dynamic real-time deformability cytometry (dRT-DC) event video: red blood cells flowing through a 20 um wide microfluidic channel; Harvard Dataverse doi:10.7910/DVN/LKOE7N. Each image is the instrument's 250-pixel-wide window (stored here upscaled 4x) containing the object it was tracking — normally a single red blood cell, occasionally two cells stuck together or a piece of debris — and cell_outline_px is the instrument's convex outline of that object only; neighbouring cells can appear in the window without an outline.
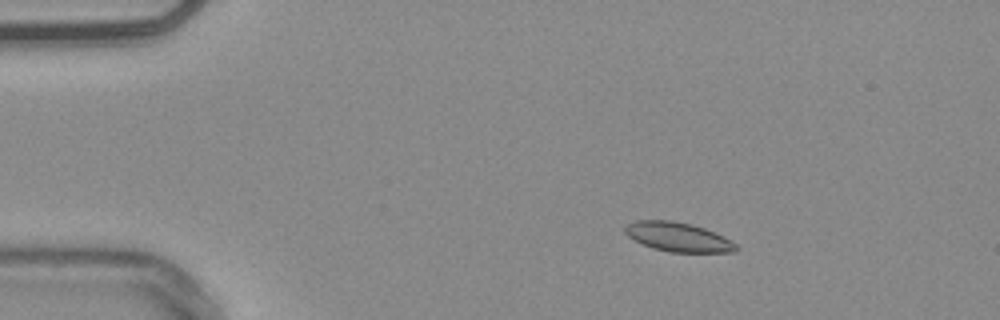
{"species": "common noctule bat (a hibernating species)", "species_latin": "Nyctalus noctula", "temperature_condition": "warm", "stored_images_in_passage": 55, "camera_frame_rate_fps": 3000, "um_per_image_px": 0.085, "animal": {"sex": "male", "body_mass_g": 20.4}, "frame": {"image": 1, "passage_image": 10, "time_ms": 3.0, "image_size_px": [1000, 320], "cell_outline_px": [[740, 248], [736, 252], [672, 252], [652, 248], [628, 236], [624, 232], [624, 228], [628, 224], [636, 220], [672, 220], [692, 224], [704, 228], [724, 236], [736, 244]], "centroid_in_image_um": [57.67, 20.14], "position_along_channel_um": 27.3, "area_um2": 18.9}}
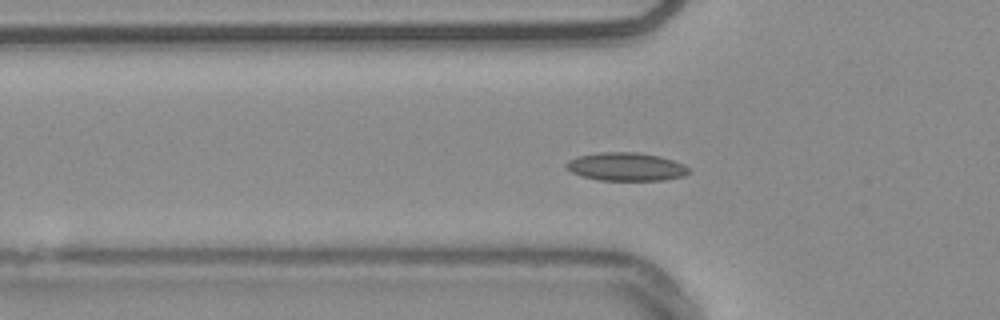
{"frame": {"image": 2, "passage_image": 19, "time_ms": 6.0, "image_size_px": [1000, 320], "cell_outline_px": [[688, 172], [684, 176], [664, 180], [600, 180], [584, 176], [572, 172], [564, 168], [564, 164], [568, 160], [576, 156], [600, 152], [636, 152], [660, 156], [684, 164], [688, 168]], "centroid_in_image_um": [53.18, 14.16], "position_along_channel_um": 72.6, "area_um2": 20.17}}
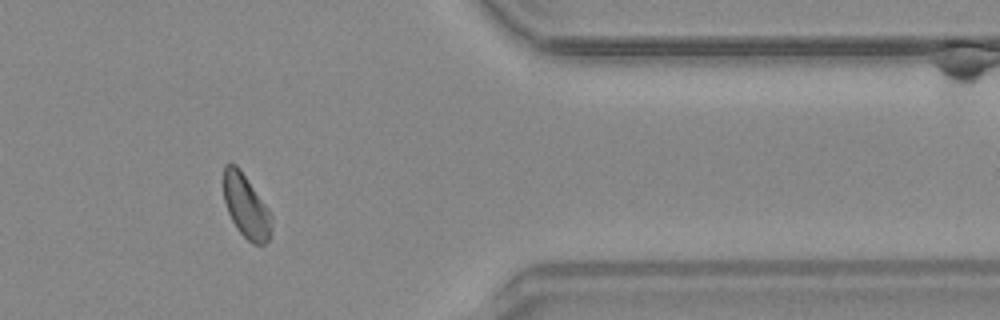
{"frame": {"image": 3, "passage_image": 46, "time_ms": 15.0, "image_size_px": [1000, 320], "cell_outline_px": [[272, 220], [268, 240], [264, 244], [252, 244], [236, 228], [228, 212], [224, 200], [224, 164], [236, 164], [240, 168], [268, 208], [272, 216]], "centroid_in_image_um": [20.91, 17.53], "position_along_channel_um": 390.5, "area_um2": 17.57}, "authors_computed_cell_mechanics": {"area_um2": 18.6116, "velocity_mm_per_s": 3.7365, "shape_relaxation_time_tau1_ms": 10.0484, "shape_relaxation_time_tau2_ms": 3.6073, "deformation_change_tau1": 0.1281, "deformation_change_tau2": 0.0798}}